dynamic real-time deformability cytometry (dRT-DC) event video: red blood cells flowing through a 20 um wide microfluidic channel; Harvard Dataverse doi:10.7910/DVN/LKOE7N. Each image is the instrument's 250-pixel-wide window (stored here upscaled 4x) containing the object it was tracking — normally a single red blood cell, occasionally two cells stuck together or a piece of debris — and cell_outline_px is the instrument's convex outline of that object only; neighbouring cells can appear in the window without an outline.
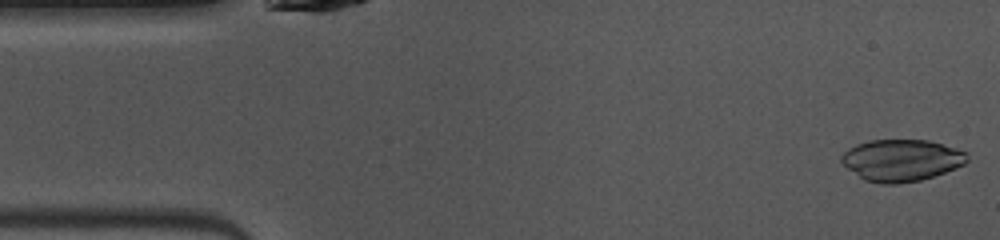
{"species": "common noctule bat (a hibernating species)", "species_latin": "Nyctalus noctula", "temperature_condition": "warm", "stored_images_in_passage": 46, "camera_frame_rate_fps": 3000, "um_per_image_px": 0.085, "animal": {"sex": "female", "body_mass_g": 10.0, "forearm_length_mm": 53.1}, "frame": {"image": 1, "passage_image": 1, "time_ms": 0.0, "image_size_px": [1000, 240], "cell_outline_px": [[968, 160], [964, 164], [956, 168], [920, 180], [896, 184], [884, 184], [864, 180], [848, 168], [840, 160], [840, 156], [848, 148], [856, 144], [868, 140], [928, 140], [956, 148], [968, 152]], "centroid_in_image_um": [76.62, 13.61], "position_along_channel_um": 8.4, "area_um2": 30.58}}